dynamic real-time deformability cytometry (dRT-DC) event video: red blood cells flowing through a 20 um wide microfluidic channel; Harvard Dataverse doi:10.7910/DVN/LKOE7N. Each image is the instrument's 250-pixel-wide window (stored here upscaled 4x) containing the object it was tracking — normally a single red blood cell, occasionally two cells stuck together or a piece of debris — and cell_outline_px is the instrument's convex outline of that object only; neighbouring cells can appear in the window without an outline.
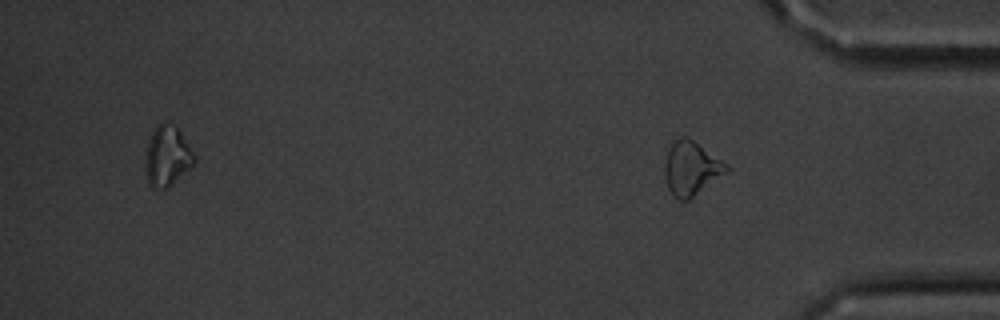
{"species": "common noctule bat (a hibernating species)", "species_latin": "Nyctalus noctula", "temperature_condition": "cold", "stored_images_in_passage": 11, "segment_of_instrument_passage": [2, 2], "camera_frame_rate_fps": 3000, "um_per_image_px": 0.085, "animal": {"sex": "male", "body_mass_g": 20.1, "forearm_length_mm": 53.5}, "frame": {"image": 1, "passage_image": 11, "time_ms": 12.333, "image_size_px": [1000, 320], "cell_outline_px": [[732, 168], [728, 172], [688, 200], [680, 200], [668, 188], [664, 176], [664, 164], [668, 152], [672, 144], [680, 136], [684, 136], [692, 140], [728, 164]], "centroid_in_image_um": [58.78, 14.32], "position_along_channel_um": 376.4, "area_um2": 19.13}}